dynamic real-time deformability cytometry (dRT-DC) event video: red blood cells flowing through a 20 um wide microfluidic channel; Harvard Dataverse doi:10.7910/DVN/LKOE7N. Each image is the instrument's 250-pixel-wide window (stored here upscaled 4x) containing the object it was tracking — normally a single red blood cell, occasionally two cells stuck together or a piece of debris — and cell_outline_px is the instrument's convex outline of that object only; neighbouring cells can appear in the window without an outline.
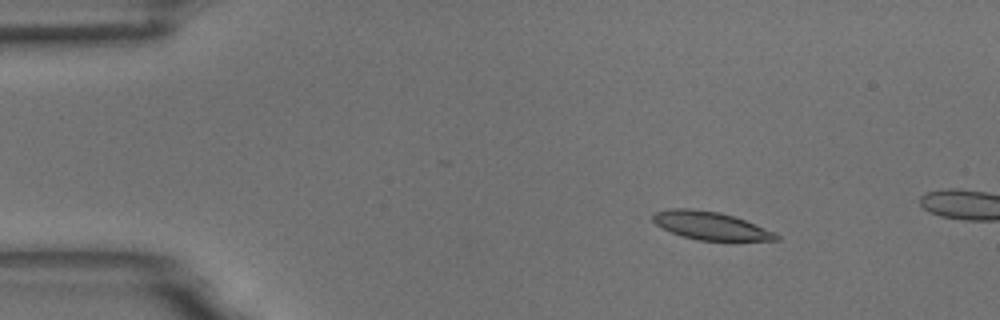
{"species": "common noctule bat (a hibernating species)", "species_latin": "Nyctalus noctula", "temperature_condition": "room temperature", "stored_images_in_passage": 3, "camera_frame_rate_fps": 3000, "um_per_image_px": 0.085, "animal": {"sex": "male", "body_mass_g": 18.8}, "frame": {"image": 1, "passage_image": 1, "time_ms": 0.0, "image_size_px": [1000, 320], "cell_outline_px": [[780, 240], [700, 240], [680, 236], [656, 224], [652, 220], [652, 216], [656, 212], [668, 208], [692, 208], [720, 212], [744, 220], [776, 232], [780, 236]], "centroid_in_image_um": [60.39, 19.17], "position_along_channel_um": 24.6, "area_um2": 20.0}}